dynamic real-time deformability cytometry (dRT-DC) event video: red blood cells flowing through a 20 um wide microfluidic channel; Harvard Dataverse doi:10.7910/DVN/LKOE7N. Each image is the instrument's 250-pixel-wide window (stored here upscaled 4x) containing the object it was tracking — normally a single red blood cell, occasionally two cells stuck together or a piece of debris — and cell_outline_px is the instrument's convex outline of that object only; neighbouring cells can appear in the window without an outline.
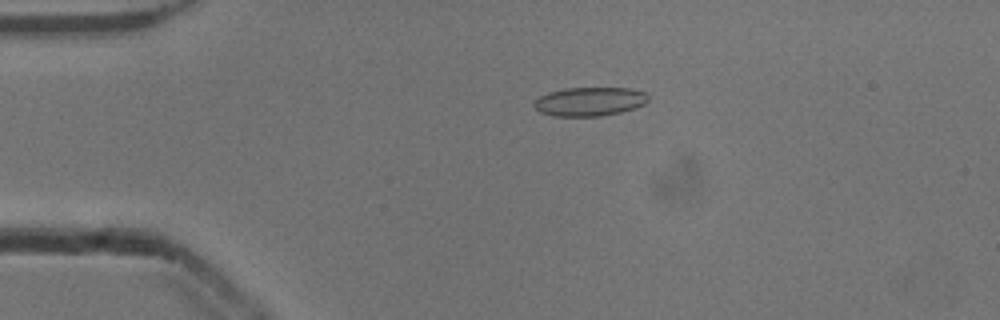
{"species": "common noctule bat (a hibernating species)", "species_latin": "Nyctalus noctula", "temperature_condition": "cold", "stored_images_in_passage": 53, "camera_frame_rate_fps": 3000, "um_per_image_px": 0.085, "animal": {"sex": "male", "body_mass_g": 13.3}, "frame": {"image": 1, "passage_image": 12, "time_ms": 3.667, "image_size_px": [1000, 320], "cell_outline_px": [[648, 100], [644, 104], [620, 112], [600, 116], [556, 116], [540, 112], [532, 104], [540, 96], [548, 92], [564, 88], [628, 88], [644, 92], [648, 96]], "centroid_in_image_um": [50.09, 8.62], "position_along_channel_um": 34.9, "area_um2": 19.02}}
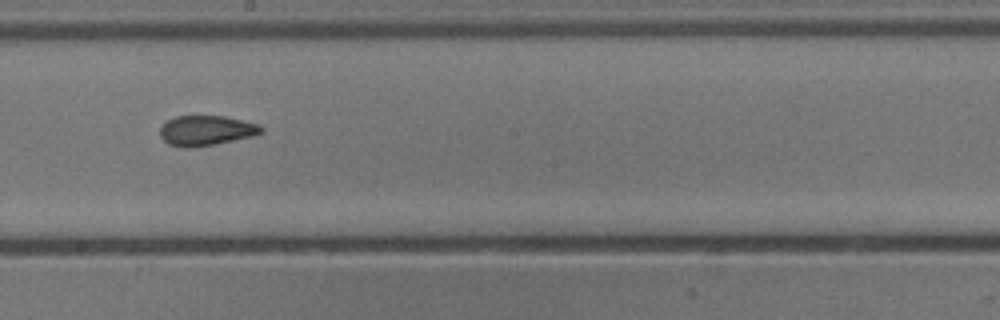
{"frame": {"image": 2, "passage_image": 30, "time_ms": 9.667, "image_size_px": [1000, 320], "cell_outline_px": [[264, 132], [252, 136], [212, 144], [188, 148], [184, 148], [168, 144], [160, 136], [160, 128], [168, 120], [176, 116], [224, 116], [260, 124], [264, 128]], "centroid_in_image_um": [17.53, 11.09], "position_along_channel_um": 230.7, "area_um2": 17.57}}
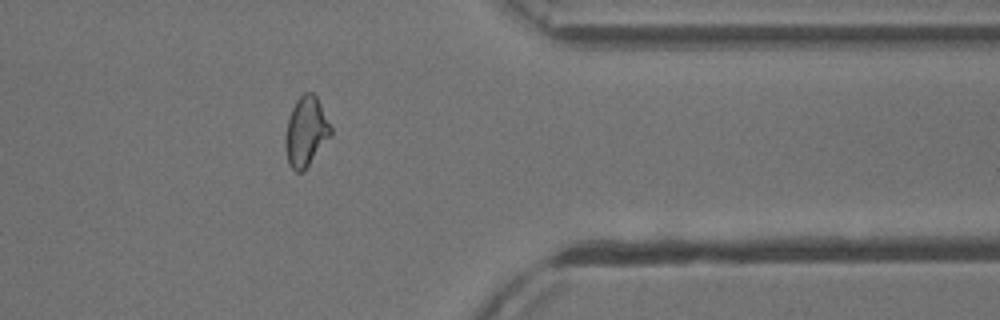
{"frame": {"image": 3, "passage_image": 43, "time_ms": 14.0, "image_size_px": [1000, 320], "cell_outline_px": [[332, 136], [304, 172], [296, 172], [288, 164], [284, 144], [284, 140], [288, 116], [296, 100], [304, 92], [312, 92], [316, 96], [332, 128]], "centroid_in_image_um": [26.0, 11.22], "position_along_channel_um": 385.4, "area_um2": 18.79}, "authors_computed_cell_mechanics": {"area_um2": 18.6694, "velocity_mm_per_s": 3.9205, "shape_relaxation_time_tau1_ms": 9.3894, "shape_relaxation_time_tau2_ms": 1.592, "deformation_change_tau1": 0.2114, "deformation_change_tau2": 0.0823}}